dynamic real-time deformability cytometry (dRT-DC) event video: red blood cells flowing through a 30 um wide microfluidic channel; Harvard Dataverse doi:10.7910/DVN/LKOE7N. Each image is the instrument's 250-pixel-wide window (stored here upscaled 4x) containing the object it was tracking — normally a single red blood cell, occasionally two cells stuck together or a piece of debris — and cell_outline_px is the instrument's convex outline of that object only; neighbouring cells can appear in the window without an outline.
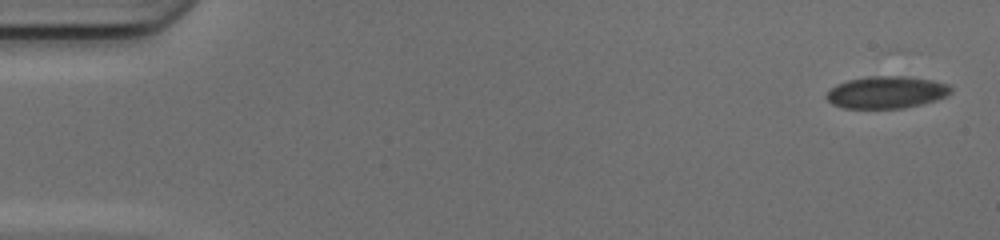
{"species": "common noctule bat (a hibernating species)", "species_latin": "Nyctalus noctula", "temperature_condition": "cold", "stored_images_in_passage": 39, "camera_frame_rate_fps": 3000, "um_per_image_px": 0.085, "animal": {"sex": "female", "body_mass_g": 17.0, "forearm_length_mm": 48.0}, "frame": {"image": 1, "passage_image": 1, "time_ms": 0.0, "image_size_px": [1000, 240], "cell_outline_px": [[952, 92], [948, 96], [936, 100], [904, 108], [844, 108], [832, 104], [824, 96], [836, 84], [848, 80], [868, 76], [904, 76], [932, 80], [948, 84], [952, 88]], "centroid_in_image_um": [75.36, 7.84], "position_along_channel_um": 9.6, "area_um2": 23.35}}
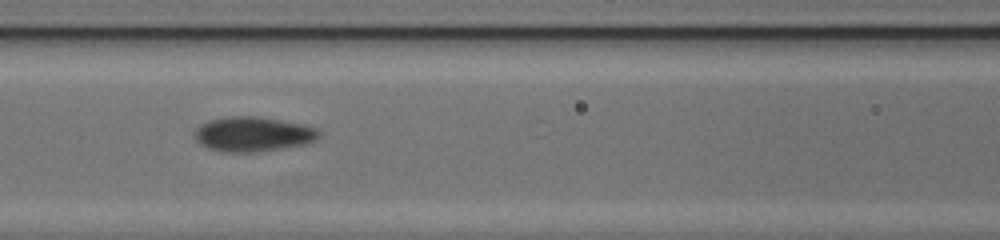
{"frame": {"image": 2, "passage_image": 22, "time_ms": 7.0, "image_size_px": [1000, 240], "cell_outline_px": [[320, 136], [304, 144], [256, 152], [224, 152], [208, 148], [200, 144], [196, 140], [196, 128], [212, 120], [228, 116], [260, 116], [304, 124], [316, 128], [320, 132]], "centroid_in_image_um": [21.52, 11.39], "position_along_channel_um": 145.1, "area_um2": 24.91}}
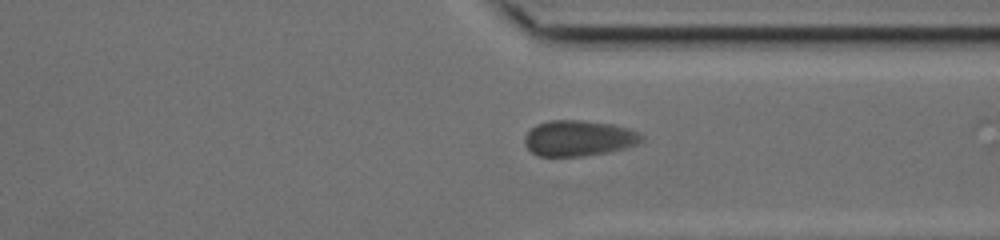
{"frame": {"image": 3, "passage_image": 38, "time_ms": 12.333, "image_size_px": [1000, 240], "cell_outline_px": [[644, 140], [636, 144], [624, 148], [608, 152], [580, 156], [540, 156], [532, 152], [524, 144], [524, 136], [536, 124], [548, 120], [580, 120], [612, 124], [628, 128], [640, 132], [644, 136]], "centroid_in_image_um": [49.19, 11.74], "position_along_channel_um": 362.2, "area_um2": 24.39}}